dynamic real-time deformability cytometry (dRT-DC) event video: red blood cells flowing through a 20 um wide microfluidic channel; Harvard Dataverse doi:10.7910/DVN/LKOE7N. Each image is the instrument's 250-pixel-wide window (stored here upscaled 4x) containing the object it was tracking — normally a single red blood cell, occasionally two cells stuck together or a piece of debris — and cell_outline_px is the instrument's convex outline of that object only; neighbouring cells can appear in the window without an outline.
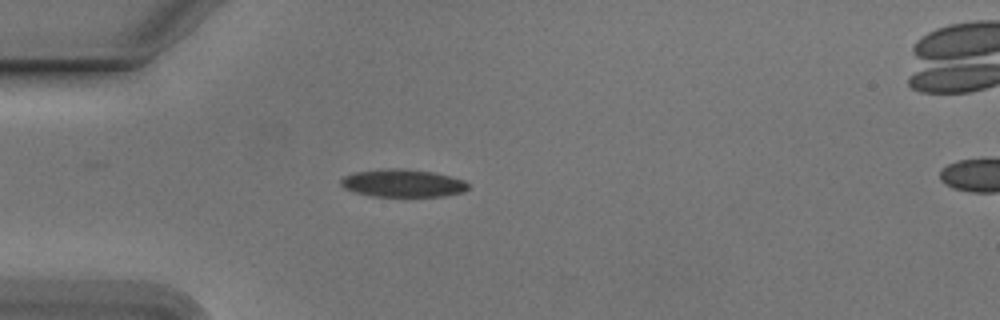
{"species": "Egyptian fruit bat (a non-hibernating species)", "species_latin": "Rousettus aegyptiacus", "temperature_condition": "cold", "stored_images_in_passage": 44, "camera_frame_rate_fps": 3000, "um_per_image_px": 0.085, "animal": {"sex": "male"}, "frame": {"image": 1, "passage_image": 5, "time_ms": 1.333, "image_size_px": [1000, 320], "cell_outline_px": [[468, 188], [464, 192], [444, 196], [372, 196], [356, 192], [344, 188], [340, 184], [340, 180], [344, 176], [352, 172], [388, 168], [400, 168], [432, 172], [464, 180], [468, 184]], "centroid_in_image_um": [34.21, 15.56], "position_along_channel_um": 50.8, "area_um2": 20.52}}
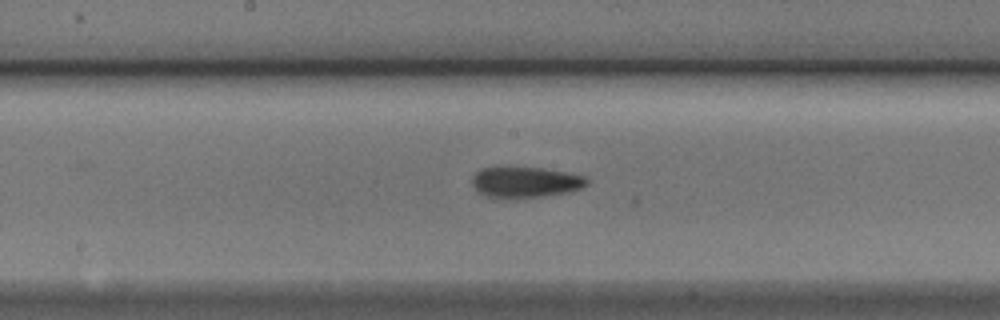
{"frame": {"image": 2, "passage_image": 18, "time_ms": 5.667, "image_size_px": [1000, 320], "cell_outline_px": [[588, 184], [580, 188], [568, 192], [544, 196], [484, 196], [476, 192], [472, 184], [472, 176], [476, 172], [484, 168], [544, 168], [568, 172], [584, 176], [588, 180]], "centroid_in_image_um": [44.67, 15.47], "position_along_channel_um": 203.5, "area_um2": 20.06}}
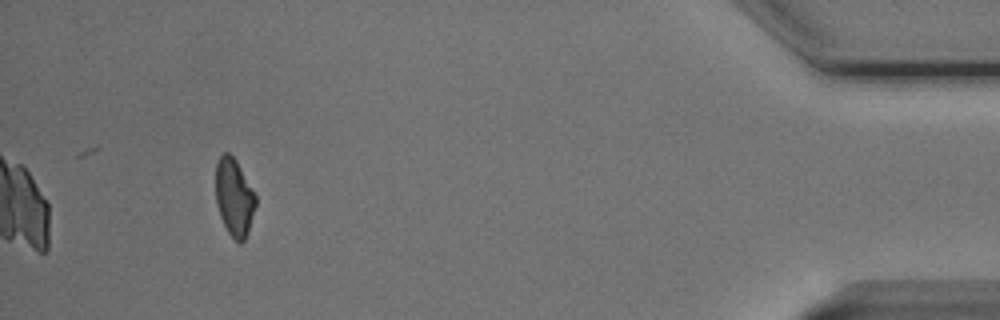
{"frame": {"image": 3, "passage_image": 40, "time_ms": 13.0, "image_size_px": [1000, 320], "cell_outline_px": [[256, 204], [248, 232], [244, 240], [240, 244], [228, 232], [220, 216], [216, 204], [216, 164], [220, 156], [224, 152], [228, 152], [236, 160], [256, 196]], "centroid_in_image_um": [19.9, 16.77], "position_along_channel_um": 415.3, "area_um2": 17.86}, "authors_computed_cell_mechanics": {"area_um2": 19.9699, "velocity_mm_per_s": 3.7978, "shape_relaxation_time_tau1_ms": 5.33, "shape_relaxation_time_tau2_ms": 10.9219, "deformation_change_tau1": 0.1261, "deformation_change_tau2": 0.1913}}